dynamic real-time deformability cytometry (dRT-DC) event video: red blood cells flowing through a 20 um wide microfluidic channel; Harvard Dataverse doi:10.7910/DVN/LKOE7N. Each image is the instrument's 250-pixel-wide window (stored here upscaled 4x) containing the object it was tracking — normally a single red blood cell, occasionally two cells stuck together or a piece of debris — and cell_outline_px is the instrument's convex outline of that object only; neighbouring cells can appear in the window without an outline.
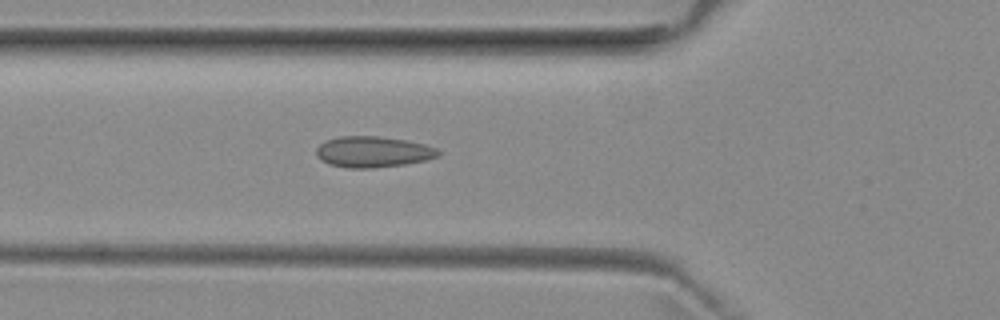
{"species": "common noctule bat (a hibernating species)", "species_latin": "Nyctalus noctula", "temperature_condition": "room temperature", "stored_images_in_passage": 36, "camera_frame_rate_fps": 3000, "um_per_image_px": 0.085, "animal": {"sex": "female", "body_mass_g": 29.2, "forearm_length_mm": 56.3}, "frame": {"image": 1, "passage_image": 3, "time_ms": 0.667, "image_size_px": [1000, 320], "cell_outline_px": [[440, 156], [424, 160], [404, 164], [372, 168], [348, 168], [328, 164], [320, 160], [316, 152], [316, 148], [324, 140], [340, 136], [380, 136], [404, 140], [424, 144], [436, 148], [440, 152]], "centroid_in_image_um": [31.67, 12.9], "position_along_channel_um": 94.1, "area_um2": 22.02}}
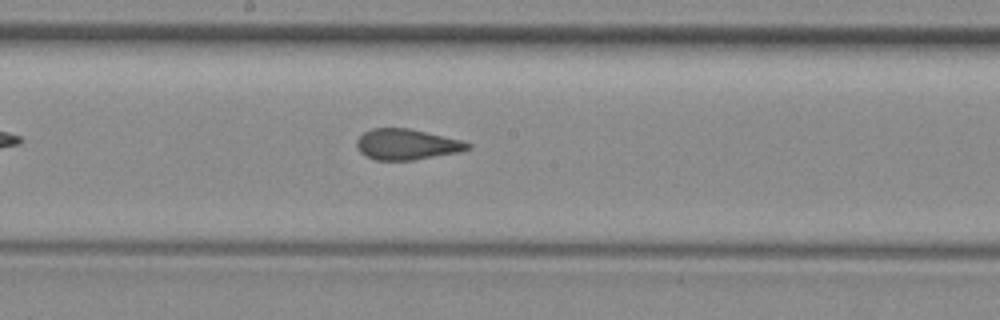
{"frame": {"image": 2, "passage_image": 12, "time_ms": 3.667, "image_size_px": [1000, 320], "cell_outline_px": [[472, 148], [456, 152], [412, 160], [376, 160], [364, 156], [360, 152], [356, 144], [356, 140], [364, 132], [372, 128], [408, 128], [460, 140], [472, 144]], "centroid_in_image_um": [34.52, 12.27], "position_along_channel_um": 213.7, "area_um2": 19.65}}
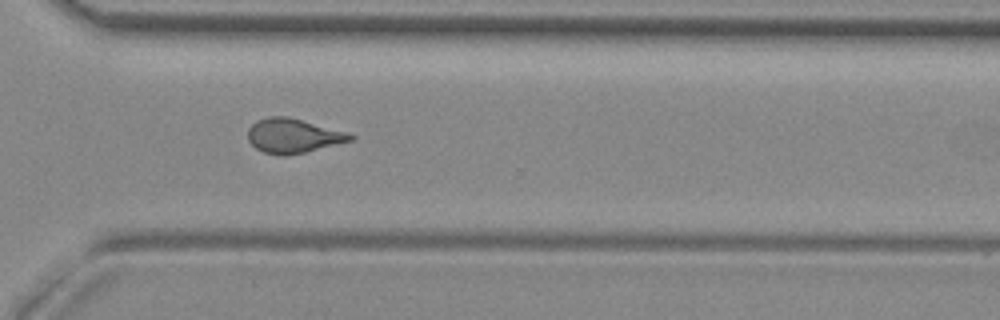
{"frame": {"image": 3, "passage_image": 22, "time_ms": 7.0, "image_size_px": [1000, 320], "cell_outline_px": [[356, 136], [352, 140], [304, 152], [284, 156], [264, 152], [256, 148], [248, 140], [248, 128], [256, 120], [268, 116], [288, 116], [348, 132]], "centroid_in_image_um": [24.9, 11.52], "position_along_channel_um": 345.7, "area_um2": 20.46}, "authors_computed_cell_mechanics": {"area_um2": 20.23, "velocity_mm_per_s": 3.9671, "shape_relaxation_time_tau1_ms": null, "shape_relaxation_time_tau2_ms": 1.0633, "deformation_change_tau1": null, "deformation_change_tau2": 0.0651}}